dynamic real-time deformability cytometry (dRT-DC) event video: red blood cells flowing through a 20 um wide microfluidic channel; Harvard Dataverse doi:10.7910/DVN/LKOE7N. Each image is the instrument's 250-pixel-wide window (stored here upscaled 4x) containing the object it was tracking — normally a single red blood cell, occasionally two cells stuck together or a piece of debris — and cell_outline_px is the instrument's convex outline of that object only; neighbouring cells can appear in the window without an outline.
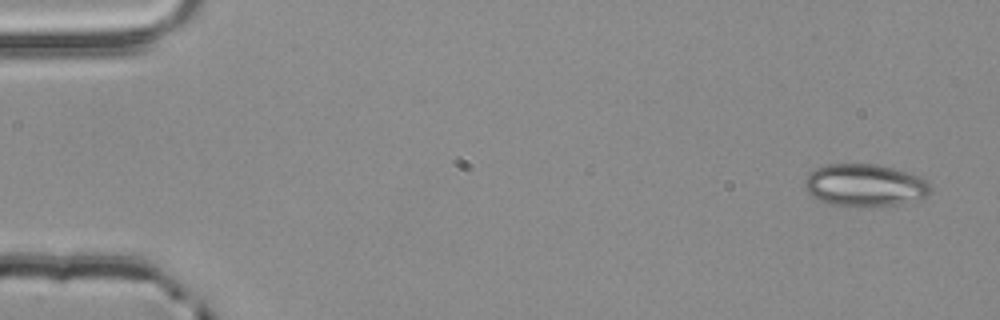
{"species": "common noctule bat (a hibernating species)", "species_latin": "Nyctalus noctula", "temperature_condition": "room temperature", "stored_images_in_passage": 4, "camera_frame_rate_fps": 3000, "um_per_image_px": 0.085, "animal": {"sex": "male", "body_mass_g": 20.4}, "frame": {"image": 1, "passage_image": 1, "time_ms": 0.0, "image_size_px": [1000, 320], "cell_outline_px": [[932, 192], [928, 196], [896, 204], [832, 204], [820, 200], [812, 196], [808, 192], [804, 184], [804, 180], [808, 172], [816, 168], [832, 164], [876, 164], [892, 168], [928, 180], [932, 188]], "centroid_in_image_um": [73.5, 15.71], "position_along_channel_um": 11.5, "area_um2": 30.17}}